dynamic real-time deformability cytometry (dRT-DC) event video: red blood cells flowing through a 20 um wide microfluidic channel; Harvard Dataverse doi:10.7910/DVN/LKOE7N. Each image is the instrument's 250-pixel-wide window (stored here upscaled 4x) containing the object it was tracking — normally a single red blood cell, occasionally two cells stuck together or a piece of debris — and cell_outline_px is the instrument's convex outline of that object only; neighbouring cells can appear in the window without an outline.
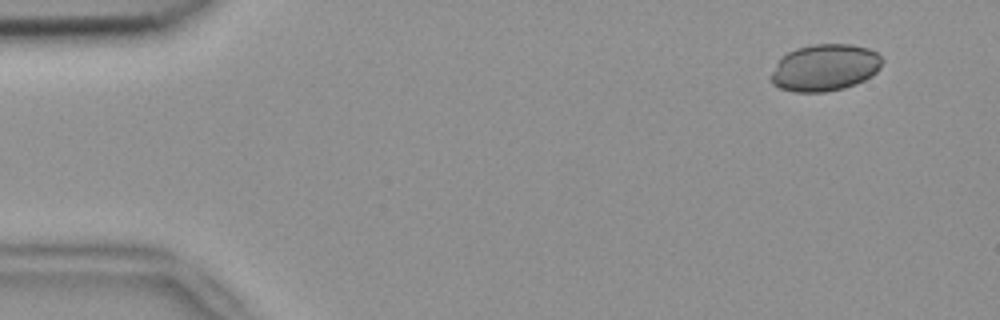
{"species": "common noctule bat (a hibernating species)", "species_latin": "Nyctalus noctula", "temperature_condition": "room temperature", "stored_images_in_passage": 50, "camera_frame_rate_fps": 3000, "um_per_image_px": 0.085, "animal": {"sex": "female", "body_mass_g": 18.4}, "frame": {"image": 1, "passage_image": 1, "time_ms": 0.0, "image_size_px": [1000, 320], "cell_outline_px": [[884, 60], [880, 68], [872, 76], [856, 84], [844, 88], [824, 92], [796, 92], [780, 88], [772, 84], [772, 72], [776, 64], [788, 52], [796, 48], [812, 44], [852, 44], [868, 48], [876, 52]], "centroid_in_image_um": [70.15, 5.74], "position_along_channel_um": 14.9, "area_um2": 30.35}}
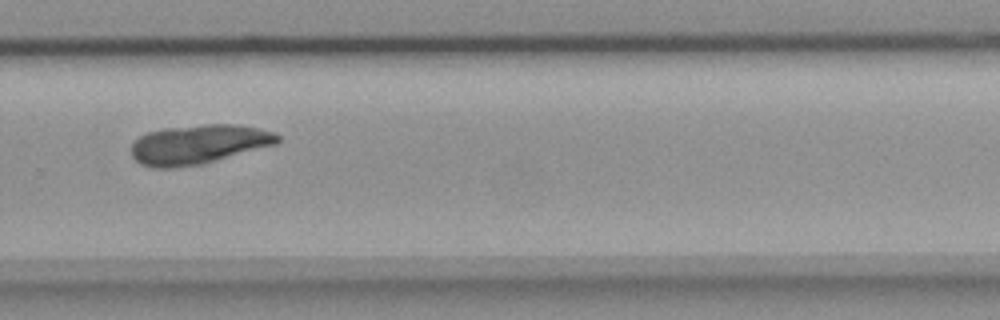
{"frame": {"image": 2, "passage_image": 33, "time_ms": 10.667, "image_size_px": [1000, 320], "cell_outline_px": [[280, 140], [276, 144], [200, 164], [168, 168], [152, 168], [140, 164], [132, 156], [132, 144], [140, 136], [148, 132], [164, 128], [204, 124], [232, 124], [256, 128], [272, 132], [280, 136]], "centroid_in_image_um": [16.84, 12.26], "position_along_channel_um": 313.0, "area_um2": 33.12}}
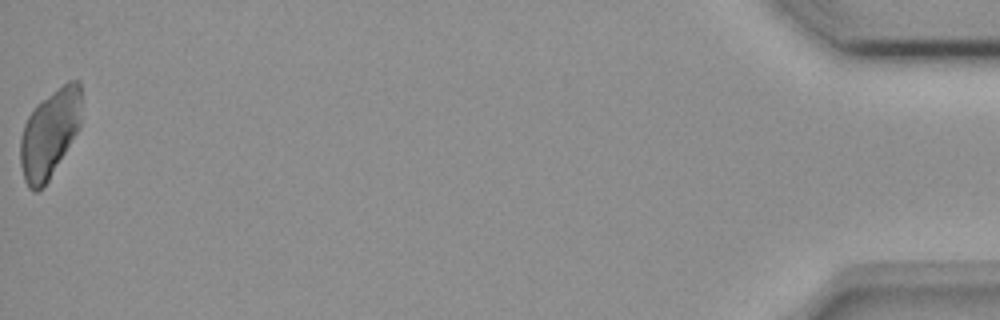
{"frame": {"image": 3, "passage_image": 50, "time_ms": 16.333, "image_size_px": [1000, 320], "cell_outline_px": [[80, 128], [48, 180], [36, 192], [32, 192], [28, 188], [24, 180], [20, 164], [20, 136], [24, 124], [28, 116], [36, 104], [68, 80], [80, 80]], "centroid_in_image_um": [4.2, 11.35], "position_along_channel_um": 431.0, "area_um2": 31.27}}